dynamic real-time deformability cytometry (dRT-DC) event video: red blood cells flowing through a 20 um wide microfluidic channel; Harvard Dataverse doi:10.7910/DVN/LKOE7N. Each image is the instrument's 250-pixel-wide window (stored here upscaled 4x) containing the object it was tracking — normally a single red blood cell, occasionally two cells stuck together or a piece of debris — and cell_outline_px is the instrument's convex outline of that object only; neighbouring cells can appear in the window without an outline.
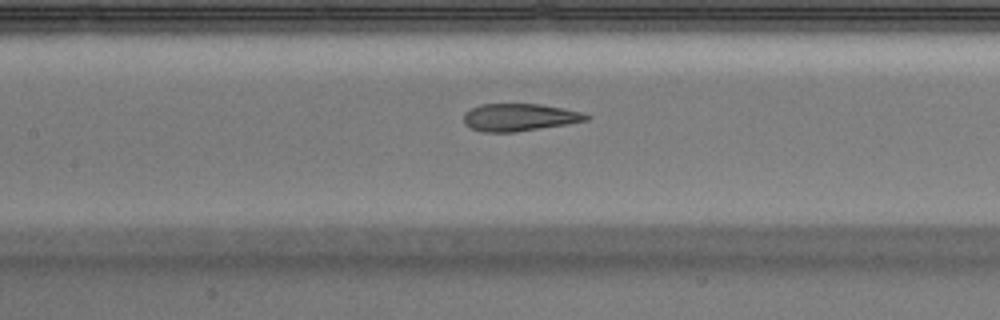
{"species": "Egyptian fruit bat (a non-hibernating species)", "species_latin": "Rousettus aegyptiacus", "temperature_condition": "warm", "stored_images_in_passage": 26, "camera_frame_rate_fps": 3000, "um_per_image_px": 0.085, "animal": {"sex": "male"}, "frame": {"image": 1, "passage_image": 8, "time_ms": 2.333, "image_size_px": [1000, 320], "cell_outline_px": [[592, 116], [588, 120], [564, 124], [512, 132], [484, 132], [472, 128], [464, 124], [464, 112], [480, 104], [540, 104], [564, 108], [580, 112]], "centroid_in_image_um": [44.12, 9.96], "position_along_channel_um": 163.3, "area_um2": 19.36}}
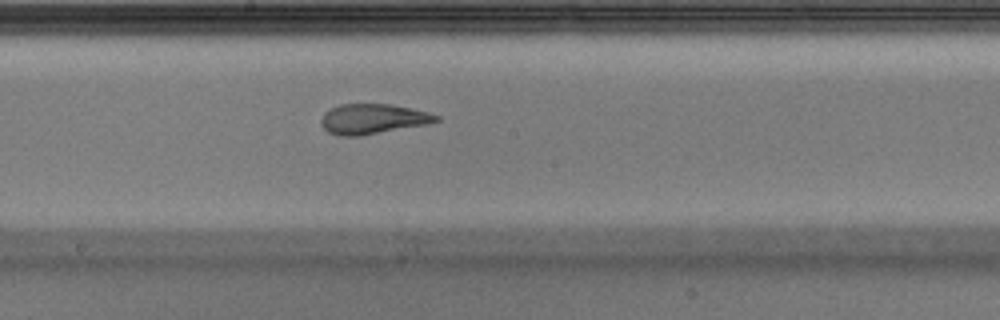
{"frame": {"image": 2, "passage_image": 12, "time_ms": 3.667, "image_size_px": [1000, 320], "cell_outline_px": [[440, 120], [424, 124], [360, 136], [340, 136], [328, 132], [320, 124], [320, 120], [324, 112], [340, 104], [388, 104], [412, 108], [428, 112], [440, 116]], "centroid_in_image_um": [31.65, 10.1], "position_along_channel_um": 216.6, "area_um2": 20.0}}